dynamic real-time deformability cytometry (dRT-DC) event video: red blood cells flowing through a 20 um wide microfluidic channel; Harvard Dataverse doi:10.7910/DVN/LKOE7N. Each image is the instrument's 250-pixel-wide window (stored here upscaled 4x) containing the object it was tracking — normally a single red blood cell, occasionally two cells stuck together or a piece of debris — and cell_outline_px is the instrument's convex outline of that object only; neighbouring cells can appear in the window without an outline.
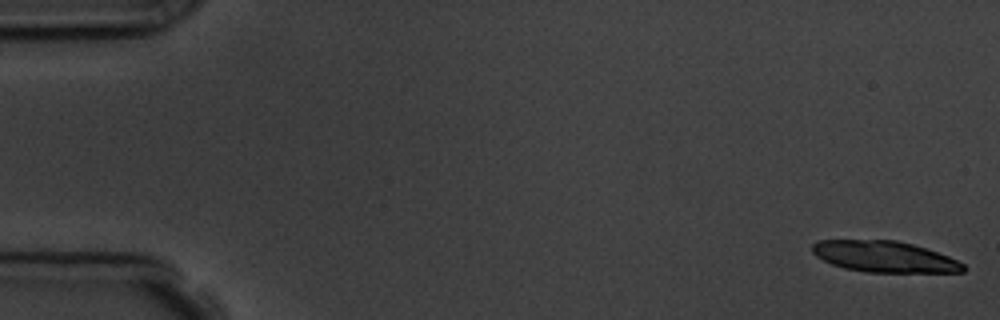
{"species": "common noctule bat (a hibernating species)", "species_latin": "Nyctalus noctula", "temperature_condition": "room temperature", "stored_images_in_passage": 11, "camera_frame_rate_fps": 3000, "um_per_image_px": 0.085, "animal": {"sex": "male", "body_mass_g": 19.5, "forearm_length_mm": 54.6}, "frame": {"image": 1, "passage_image": 1, "time_ms": 0.0, "image_size_px": [1000, 320], "cell_outline_px": [[964, 272], [868, 272], [844, 268], [832, 264], [816, 256], [812, 252], [812, 244], [820, 240], [896, 240], [912, 244], [948, 256], [964, 264]], "centroid_in_image_um": [75.15, 21.81], "position_along_channel_um": 9.9, "area_um2": 27.11}}